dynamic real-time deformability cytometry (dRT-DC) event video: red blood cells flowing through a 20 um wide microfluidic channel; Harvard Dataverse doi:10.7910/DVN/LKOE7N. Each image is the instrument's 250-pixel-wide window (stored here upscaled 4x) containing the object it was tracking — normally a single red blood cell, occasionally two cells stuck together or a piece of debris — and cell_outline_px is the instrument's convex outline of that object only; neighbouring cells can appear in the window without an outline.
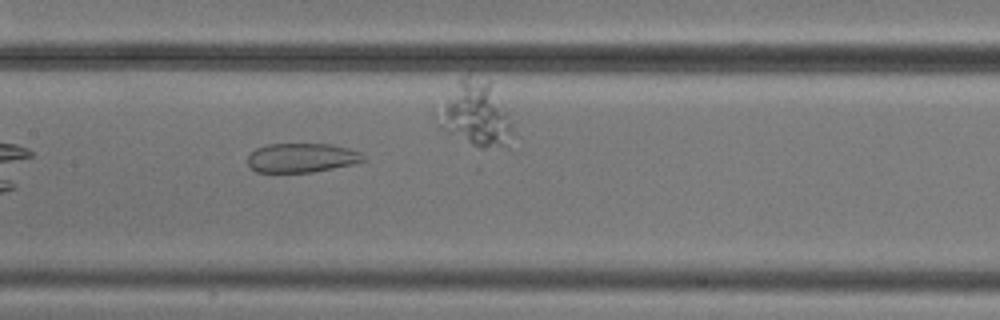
{"species": "common noctule bat (a hibernating species)", "species_latin": "Nyctalus noctula", "temperature_condition": "cold", "stored_images_in_passage": 7, "camera_frame_rate_fps": 3000, "um_per_image_px": 0.085, "animal": {"sex": "male", "body_mass_g": 20.5, "forearm_length_mm": 52.5}, "frame": {"image": 1, "passage_image": 7, "time_ms": 7.0, "image_size_px": [1000, 320], "cell_outline_px": [[364, 160], [352, 164], [312, 172], [256, 172], [248, 164], [248, 156], [256, 148], [268, 144], [332, 144], [348, 148], [360, 152], [364, 156]], "centroid_in_image_um": [25.63, 13.41], "position_along_channel_um": 181.8, "area_um2": 19.54}}